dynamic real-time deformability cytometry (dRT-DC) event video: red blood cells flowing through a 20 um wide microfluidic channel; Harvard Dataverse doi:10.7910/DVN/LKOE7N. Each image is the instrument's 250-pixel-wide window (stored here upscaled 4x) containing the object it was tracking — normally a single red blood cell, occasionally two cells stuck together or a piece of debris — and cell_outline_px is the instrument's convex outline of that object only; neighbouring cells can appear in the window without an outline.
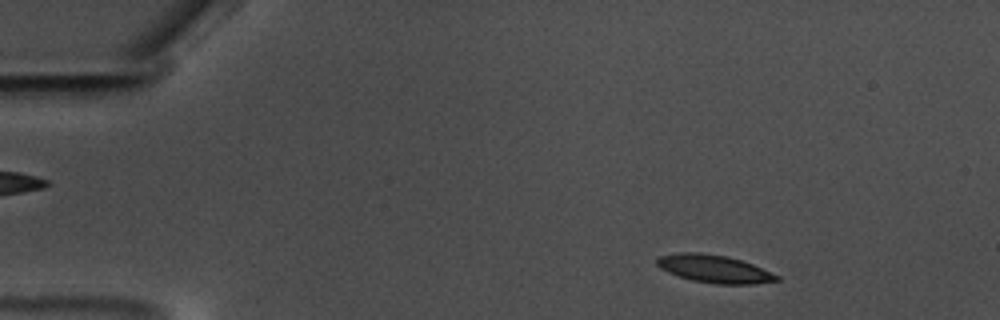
{"species": "common noctule bat (a hibernating species)", "species_latin": "Nyctalus noctula", "temperature_condition": "warm", "stored_images_in_passage": 56, "camera_frame_rate_fps": 3000, "um_per_image_px": 0.085, "animal": {"sex": "male", "body_mass_g": 17.5, "forearm_length_mm": 52.3}, "frame": {"image": 1, "passage_image": 6, "time_ms": 1.667, "image_size_px": [1000, 320], "cell_outline_px": [[780, 280], [756, 284], [716, 284], [692, 280], [668, 272], [660, 268], [656, 264], [656, 260], [660, 256], [680, 252], [700, 252], [728, 256], [752, 264], [780, 276]], "centroid_in_image_um": [60.72, 22.85], "position_along_channel_um": 24.3, "area_um2": 19.36}}
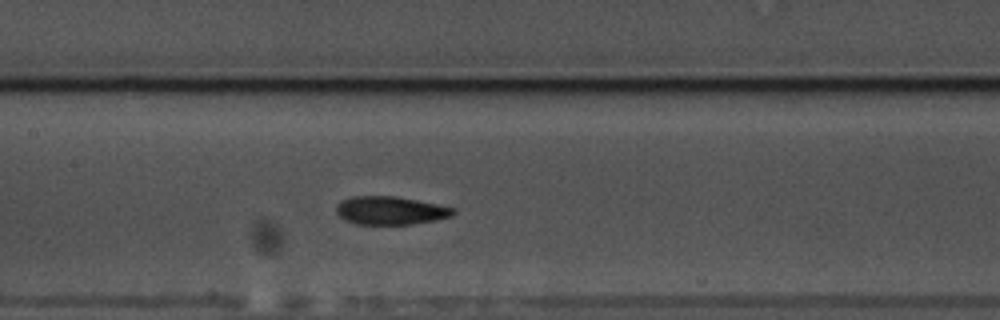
{"frame": {"image": 2, "passage_image": 26, "time_ms": 8.333, "image_size_px": [1000, 320], "cell_outline_px": [[456, 212], [452, 216], [436, 220], [412, 224], [356, 224], [344, 220], [336, 212], [336, 204], [340, 200], [352, 196], [396, 196], [456, 208]], "centroid_in_image_um": [33.17, 17.89], "position_along_channel_um": 174.2, "area_um2": 19.36}}
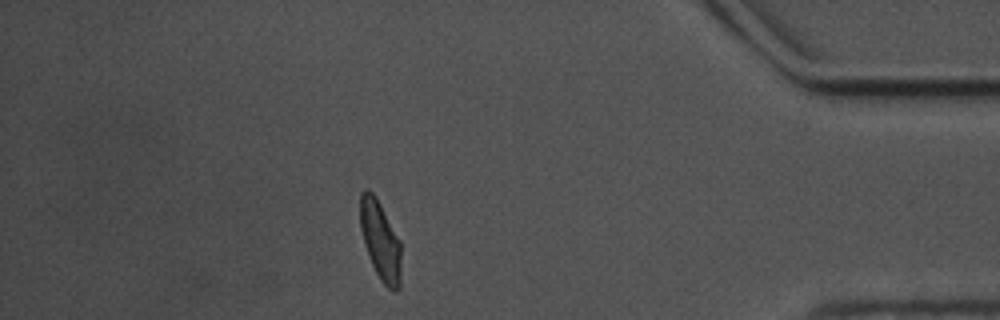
{"frame": {"image": 3, "passage_image": 49, "time_ms": 16.0, "image_size_px": [1000, 320], "cell_outline_px": [[400, 288], [396, 292], [392, 292], [380, 280], [372, 264], [364, 244], [360, 228], [360, 192], [364, 188], [368, 188], [376, 196], [400, 240]], "centroid_in_image_um": [32.32, 20.43], "position_along_channel_um": 402.9, "area_um2": 19.02}, "authors_computed_cell_mechanics": {"area_um2": 19.363, "velocity_mm_per_s": 3.4987, "shape_relaxation_time_tau1_ms": 6.5436, "shape_relaxation_time_tau2_ms": 1.9999, "deformation_change_tau1": 0.1715, "deformation_change_tau2": 0.079}}